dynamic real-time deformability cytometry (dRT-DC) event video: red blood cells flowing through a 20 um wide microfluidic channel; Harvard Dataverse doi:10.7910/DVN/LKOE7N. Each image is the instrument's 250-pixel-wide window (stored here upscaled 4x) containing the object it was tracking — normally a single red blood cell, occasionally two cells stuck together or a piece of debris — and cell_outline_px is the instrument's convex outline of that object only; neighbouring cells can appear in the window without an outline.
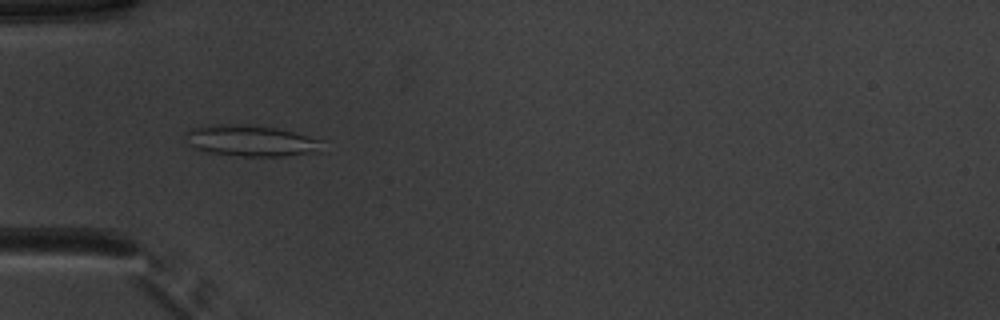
{"species": "common noctule bat (a hibernating species)", "species_latin": "Nyctalus noctula", "temperature_condition": "warm", "stored_images_in_passage": 52, "camera_frame_rate_fps": 3000, "um_per_image_px": 0.085, "animal": {"sex": "male", "body_mass_g": 20.1, "forearm_length_mm": 53.5}, "frame": {"image": 1, "passage_image": 17, "time_ms": 5.333, "image_size_px": [1000, 320], "cell_outline_px": [[324, 140], [320, 152], [284, 156], [244, 156], [208, 152], [196, 148], [184, 136], [184, 132], [200, 124], [256, 124], [276, 128]], "centroid_in_image_um": [21.34, 11.94], "position_along_channel_um": 63.7, "area_um2": 25.09}}
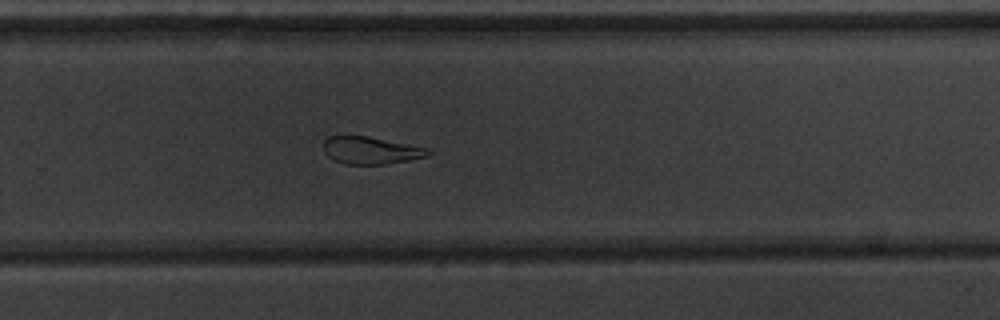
{"frame": {"image": 2, "passage_image": 35, "time_ms": 11.333, "image_size_px": [1000, 320], "cell_outline_px": [[432, 152], [428, 156], [408, 160], [384, 164], [344, 164], [328, 156], [324, 152], [324, 140], [328, 136], [368, 136], [432, 148]], "centroid_in_image_um": [31.57, 12.77], "position_along_channel_um": 298.2, "area_um2": 16.76}}
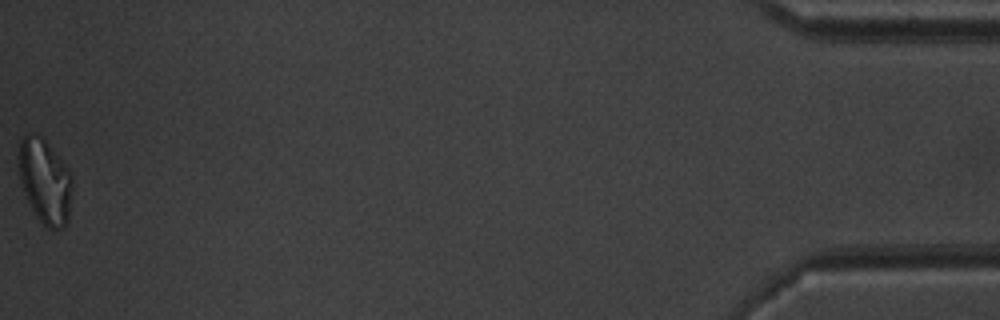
{"frame": {"image": 3, "passage_image": 52, "time_ms": 17.0, "image_size_px": [1000, 320], "cell_outline_px": [[72, 180], [68, 220], [64, 228], [52, 232], [36, 216], [20, 184], [16, 156], [20, 140], [28, 132], [40, 136], [44, 140], [64, 164], [72, 176]], "centroid_in_image_um": [3.78, 15.41], "position_along_channel_um": 431.4, "area_um2": 26.59}, "authors_computed_cell_mechanics": {"area_um2": 22.6865, "velocity_mm_per_s": 3.9642, "shape_relaxation_time_tau1_ms": null, "shape_relaxation_time_tau2_ms": 3.7029, "deformation_change_tau1": null, "deformation_change_tau2": 0.1283}}